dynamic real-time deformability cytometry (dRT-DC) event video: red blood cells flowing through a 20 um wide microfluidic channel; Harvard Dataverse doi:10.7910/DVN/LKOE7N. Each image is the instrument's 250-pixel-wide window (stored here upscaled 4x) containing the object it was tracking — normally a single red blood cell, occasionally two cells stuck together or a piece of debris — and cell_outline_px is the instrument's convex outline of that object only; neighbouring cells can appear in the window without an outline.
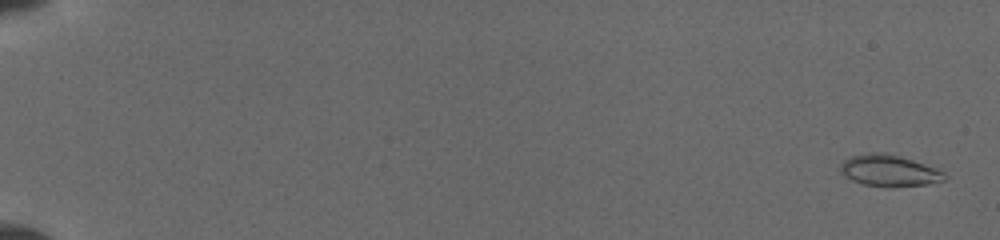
{"species": "common noctule bat (a hibernating species)", "species_latin": "Nyctalus noctula", "temperature_condition": "cold", "stored_images_in_passage": 32, "camera_frame_rate_fps": 3000, "um_per_image_px": 0.085, "animal": {"sex": "female", "body_mass_g": 19.5, "forearm_length_mm": 54.1}, "frame": {"image": 1, "passage_image": 2, "time_ms": 0.333, "image_size_px": [1000, 240], "cell_outline_px": [[948, 176], [944, 180], [928, 184], [864, 184], [852, 180], [840, 172], [840, 164], [848, 156], [868, 152], [884, 152], [900, 156], [940, 168]], "centroid_in_image_um": [75.58, 14.43], "position_along_channel_um": 9.4, "area_um2": 18.67}}
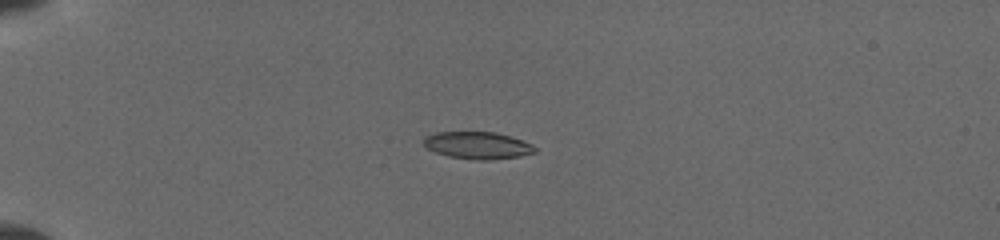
{"frame": {"image": 2, "passage_image": 20, "time_ms": 5.0, "image_size_px": [1000, 240], "cell_outline_px": [[536, 152], [520, 156], [488, 160], [476, 160], [448, 156], [436, 152], [428, 148], [424, 144], [424, 136], [436, 132], [496, 132], [532, 144], [536, 148]], "centroid_in_image_um": [40.59, 12.35], "position_along_channel_um": 44.4, "area_um2": 17.46}}
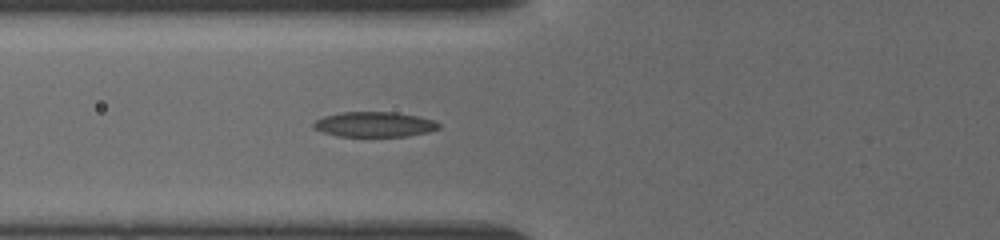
{"frame": {"image": 3, "passage_image": 32, "time_ms": 7.333, "image_size_px": [1000, 240], "cell_outline_px": [[440, 128], [428, 132], [408, 136], [336, 136], [312, 128], [312, 124], [316, 120], [324, 116], [344, 112], [396, 112], [416, 116], [432, 120], [440, 124]], "centroid_in_image_um": [31.81, 10.57], "position_along_channel_um": 94.0, "area_um2": 18.21}}